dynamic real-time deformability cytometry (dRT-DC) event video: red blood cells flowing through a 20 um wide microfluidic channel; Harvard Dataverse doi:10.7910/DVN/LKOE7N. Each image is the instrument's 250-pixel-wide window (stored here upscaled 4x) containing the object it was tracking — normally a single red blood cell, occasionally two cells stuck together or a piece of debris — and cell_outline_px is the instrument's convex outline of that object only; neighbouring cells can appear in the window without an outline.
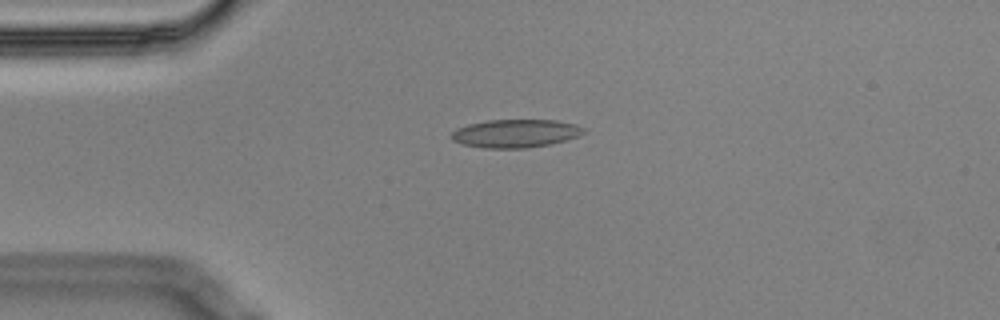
{"species": "Egyptian fruit bat (a non-hibernating species)", "species_latin": "Rousettus aegyptiacus", "temperature_condition": "cold", "stored_images_in_passage": 2, "camera_frame_rate_fps": 3000, "um_per_image_px": 0.085, "animal": {"sex": "male"}, "frame": {"image": 1, "passage_image": 1, "time_ms": 0.0, "image_size_px": [1000, 320], "cell_outline_px": [[584, 132], [576, 136], [552, 144], [528, 148], [484, 148], [464, 144], [452, 140], [448, 136], [456, 128], [468, 124], [488, 120], [556, 120], [576, 124], [584, 128]], "centroid_in_image_um": [43.78, 11.34], "position_along_channel_um": 41.2, "area_um2": 21.73}}